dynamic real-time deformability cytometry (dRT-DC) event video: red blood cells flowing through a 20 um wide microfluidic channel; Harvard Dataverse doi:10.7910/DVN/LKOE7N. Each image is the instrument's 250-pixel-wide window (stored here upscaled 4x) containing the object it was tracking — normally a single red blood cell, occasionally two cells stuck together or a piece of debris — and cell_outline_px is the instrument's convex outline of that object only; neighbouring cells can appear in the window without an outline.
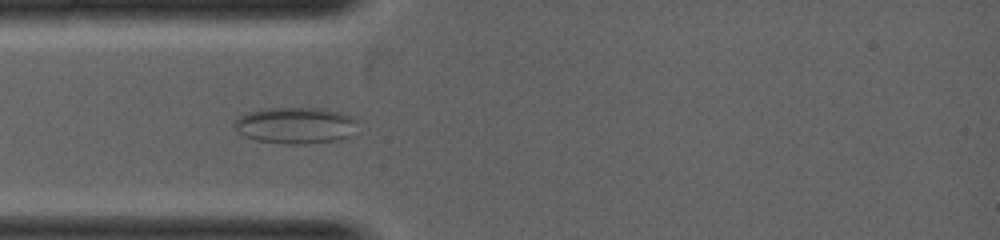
{"species": "common noctule bat (a hibernating species)", "species_latin": "Nyctalus noctula", "temperature_condition": "warm", "stored_images_in_passage": 16, "camera_frame_rate_fps": 5000, "um_per_image_px": 0.085, "animal": {"sex": "female", "body_mass_g": 19.0, "forearm_length_mm": 53.3}, "frame": {"image": 1, "passage_image": 4, "time_ms": 1.6, "image_size_px": [1000, 240], "cell_outline_px": [[356, 120], [348, 136], [340, 140], [304, 144], [288, 144], [256, 140], [244, 136], [232, 124], [240, 116], [248, 112], [264, 108], [324, 108], [344, 112], [352, 116]], "centroid_in_image_um": [25.1, 10.65], "position_along_channel_um": 59.9, "area_um2": 26.07}}
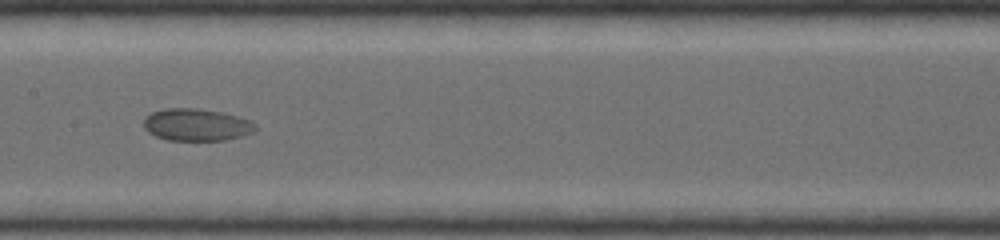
{"frame": {"image": 2, "passage_image": 7, "time_ms": 3.2, "image_size_px": [1000, 240], "cell_outline_px": [[256, 128], [252, 132], [240, 136], [224, 140], [168, 140], [156, 136], [148, 132], [144, 128], [144, 116], [152, 112], [164, 108], [196, 108], [220, 112], [252, 120], [256, 124]], "centroid_in_image_um": [16.67, 10.6], "position_along_channel_um": 190.7, "area_um2": 20.92}}
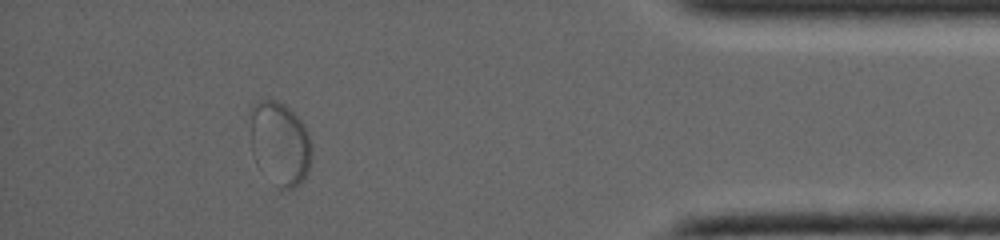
{"frame": {"image": 3, "passage_image": 13, "time_ms": 6.4, "image_size_px": [1000, 240], "cell_outline_px": [[312, 156], [308, 172], [304, 180], [292, 188], [280, 188], [252, 152], [248, 112], [252, 104], [256, 100], [276, 100], [284, 104], [304, 124], [308, 132], [312, 144]], "centroid_in_image_um": [23.8, 12.1], "position_along_channel_um": 411.4, "area_um2": 29.71}}